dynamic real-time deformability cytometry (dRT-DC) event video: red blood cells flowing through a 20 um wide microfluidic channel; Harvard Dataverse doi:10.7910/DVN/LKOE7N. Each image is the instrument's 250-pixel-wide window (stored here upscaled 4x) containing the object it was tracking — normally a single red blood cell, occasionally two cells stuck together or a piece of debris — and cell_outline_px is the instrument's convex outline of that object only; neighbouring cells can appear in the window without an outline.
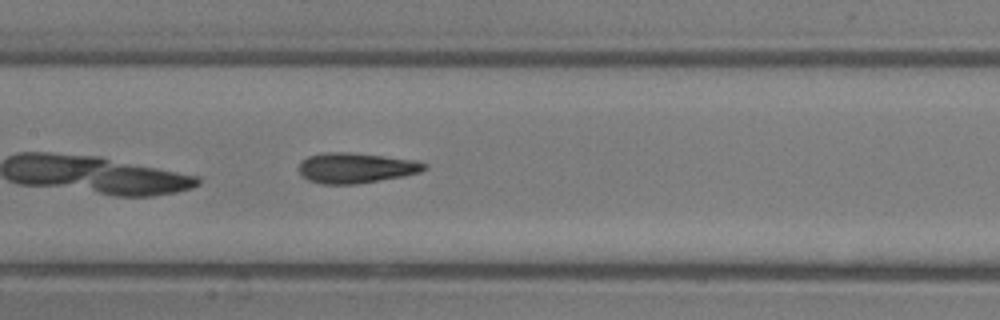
{"species": "common noctule bat (a hibernating species)", "species_latin": "Nyctalus noctula", "temperature_condition": "room temperature", "stored_images_in_passage": 22, "camera_frame_rate_fps": 3000, "um_per_image_px": 0.085, "animal": {"sex": "male", "body_mass_g": 13.3}, "frame": {"image": 1, "passage_image": 10, "time_ms": 3.0, "image_size_px": [1000, 320], "cell_outline_px": [[428, 168], [420, 172], [404, 176], [356, 184], [320, 184], [308, 180], [300, 172], [300, 160], [308, 156], [320, 152], [348, 152], [384, 156], [416, 160], [428, 164]], "centroid_in_image_um": [30.26, 14.26], "position_along_channel_um": 177.1, "area_um2": 22.31}}
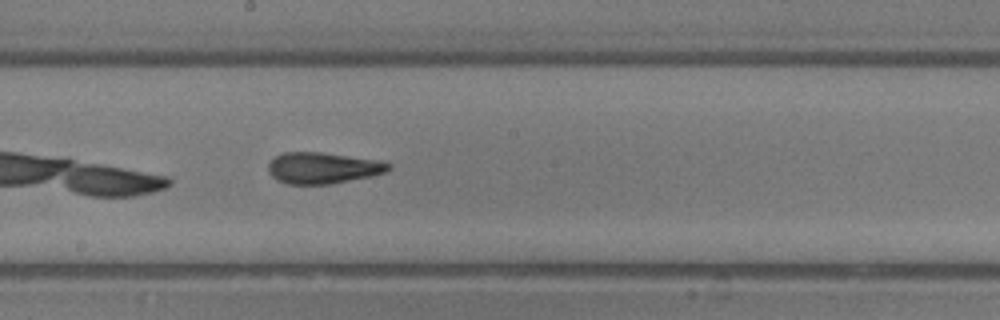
{"frame": {"image": 2, "passage_image": 13, "time_ms": 4.0, "image_size_px": [1000, 320], "cell_outline_px": [[392, 168], [384, 172], [372, 176], [328, 184], [288, 184], [276, 180], [268, 172], [268, 164], [276, 156], [284, 152], [320, 152], [376, 160], [392, 164]], "centroid_in_image_um": [27.42, 14.28], "position_along_channel_um": 220.8, "area_um2": 21.73}}
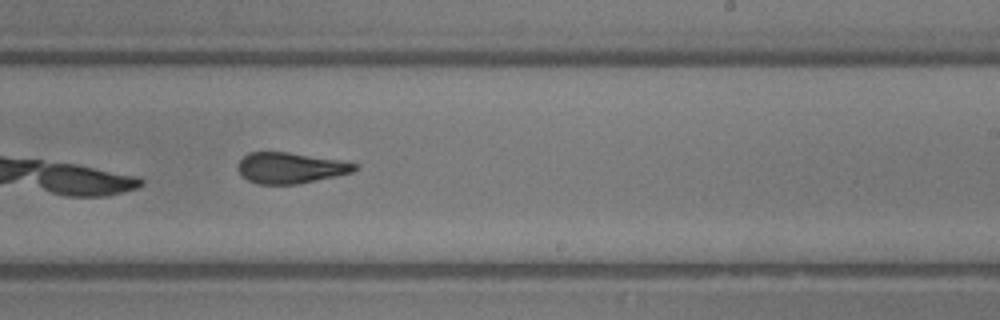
{"frame": {"image": 3, "passage_image": 16, "time_ms": 5.0, "image_size_px": [1000, 320], "cell_outline_px": [[356, 168], [352, 172], [336, 176], [296, 184], [260, 184], [248, 180], [236, 168], [240, 160], [248, 152], [288, 152], [340, 160], [356, 164]], "centroid_in_image_um": [24.66, 14.26], "position_along_channel_um": 264.3, "area_um2": 20.75}}